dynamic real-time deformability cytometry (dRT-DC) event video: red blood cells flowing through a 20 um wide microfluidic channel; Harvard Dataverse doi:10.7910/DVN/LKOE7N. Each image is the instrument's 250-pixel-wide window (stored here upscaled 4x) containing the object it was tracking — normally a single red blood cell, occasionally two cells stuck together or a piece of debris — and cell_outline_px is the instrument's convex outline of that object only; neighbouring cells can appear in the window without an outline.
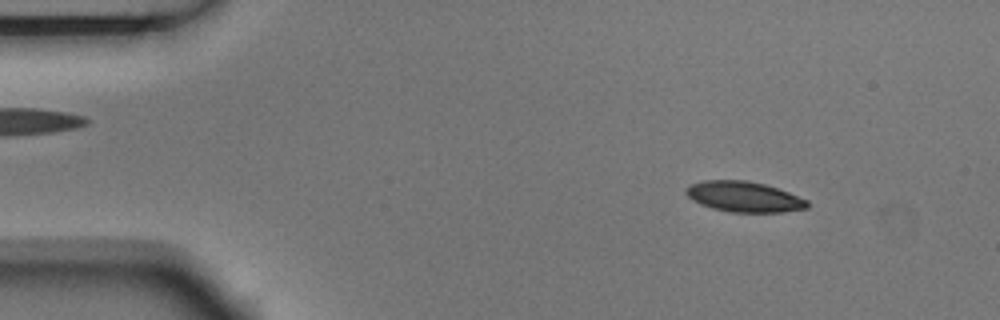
{"species": "Egyptian fruit bat (a non-hibernating species)", "species_latin": "Rousettus aegyptiacus", "temperature_condition": "room temperature", "stored_images_in_passage": 9, "camera_frame_rate_fps": 3000, "um_per_image_px": 0.085, "animal": {"sex": "male"}, "frame": {"image": 1, "passage_image": 2, "time_ms": 0.333, "image_size_px": [1000, 320], "cell_outline_px": [[808, 208], [784, 212], [732, 212], [712, 208], [700, 204], [692, 200], [684, 192], [684, 188], [688, 184], [704, 180], [748, 180], [764, 184], [788, 192], [808, 200]], "centroid_in_image_um": [63.2, 16.71], "position_along_channel_um": 21.8, "area_um2": 21.68}}
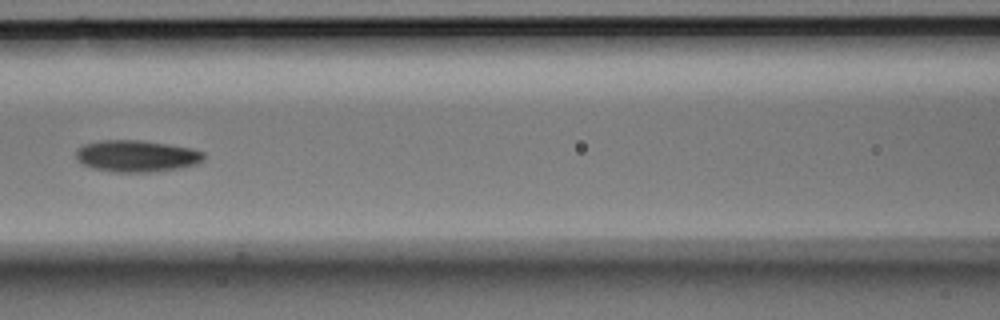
{"frame": {"image": 2, "passage_image": 6, "time_ms": 1.667, "image_size_px": [1000, 320], "cell_outline_px": [[204, 160], [196, 164], [180, 168], [148, 172], [112, 172], [96, 168], [84, 164], [76, 156], [76, 148], [84, 144], [100, 140], [140, 140], [168, 144], [192, 148], [204, 152]], "centroid_in_image_um": [11.63, 13.25], "position_along_channel_um": 155.0, "area_um2": 23.52}}
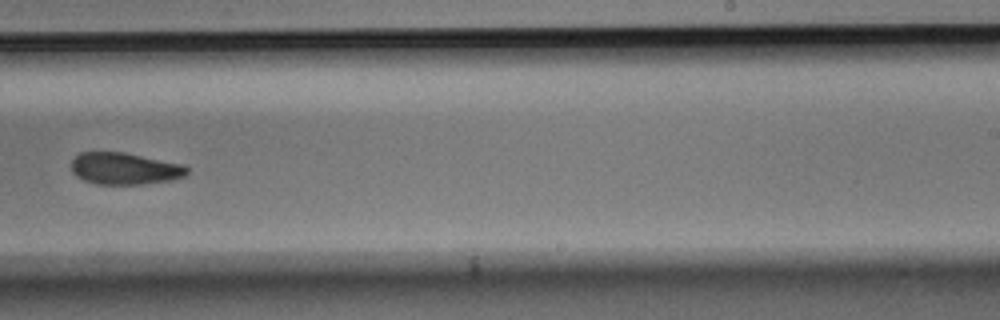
{"frame": {"image": 3, "passage_image": 9, "time_ms": 2.667, "image_size_px": [1000, 320], "cell_outline_px": [[188, 172], [184, 176], [168, 180], [140, 184], [96, 184], [84, 180], [76, 176], [72, 172], [72, 160], [80, 152], [124, 152], [184, 164], [188, 168]], "centroid_in_image_um": [10.58, 14.32], "position_along_channel_um": 278.4, "area_um2": 21.39}}